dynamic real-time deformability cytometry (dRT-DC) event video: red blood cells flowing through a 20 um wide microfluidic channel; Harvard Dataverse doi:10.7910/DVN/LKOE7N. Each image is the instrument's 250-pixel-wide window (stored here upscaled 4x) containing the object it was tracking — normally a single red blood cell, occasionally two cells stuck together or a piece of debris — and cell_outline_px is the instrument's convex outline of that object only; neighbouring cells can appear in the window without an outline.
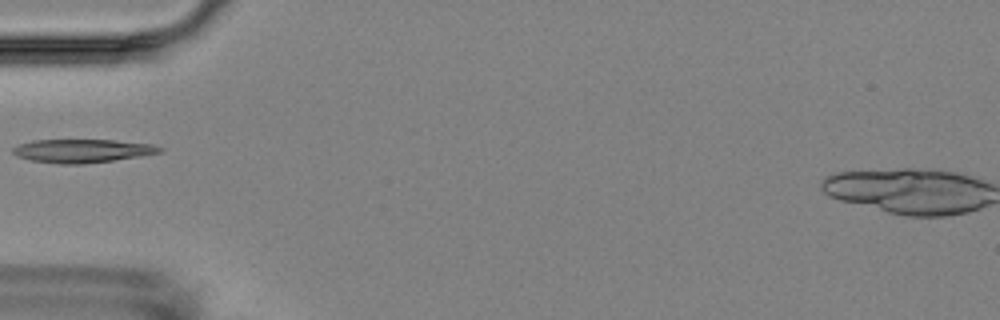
{"species": "Egyptian fruit bat (a non-hibernating species)", "species_latin": "Rousettus aegyptiacus", "temperature_condition": "room temperature", "stored_images_in_passage": 4, "camera_frame_rate_fps": 3000, "um_per_image_px": 0.085, "animal": {"sex": "female"}, "frame": {"image": 1, "passage_image": 4, "time_ms": 4.333, "image_size_px": [1000, 320], "cell_outline_px": [[164, 148], [160, 152], [140, 156], [84, 164], [60, 164], [32, 160], [16, 156], [12, 152], [12, 148], [20, 144], [32, 140], [116, 140], [152, 144]], "centroid_in_image_um": [6.98, 12.82], "position_along_channel_um": 78.0, "area_um2": 19.94}}